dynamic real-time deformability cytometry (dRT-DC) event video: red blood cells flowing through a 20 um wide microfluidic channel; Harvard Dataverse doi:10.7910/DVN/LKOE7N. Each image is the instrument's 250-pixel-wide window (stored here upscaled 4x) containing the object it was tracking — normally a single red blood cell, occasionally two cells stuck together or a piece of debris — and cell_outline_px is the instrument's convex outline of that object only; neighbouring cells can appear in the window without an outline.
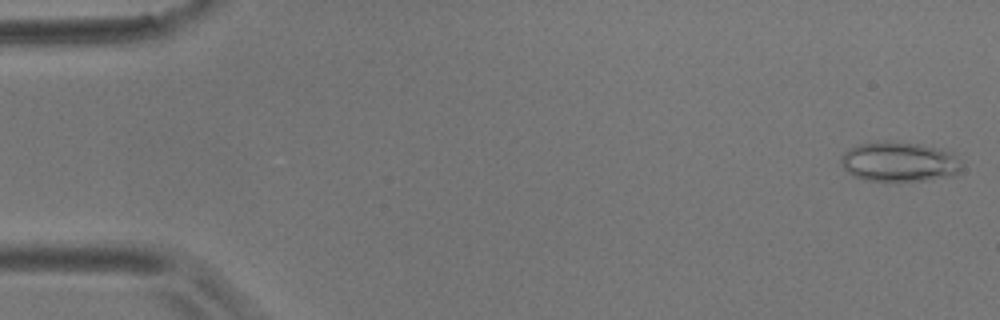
{"species": "common noctule bat (a hibernating species)", "species_latin": "Nyctalus noctula", "temperature_condition": "room temperature", "stored_images_in_passage": 55, "camera_frame_rate_fps": 3000, "um_per_image_px": 0.085, "animal": {"sex": "male", "body_mass_g": 17.9}, "frame": {"image": 1, "passage_image": 2, "time_ms": 0.333, "image_size_px": [1000, 320], "cell_outline_px": [[960, 168], [956, 176], [924, 180], [868, 180], [852, 176], [844, 168], [840, 160], [840, 156], [844, 152], [860, 144], [920, 144], [952, 152], [956, 156], [960, 164]], "centroid_in_image_um": [76.46, 13.79], "position_along_channel_um": 8.5, "area_um2": 26.93}}
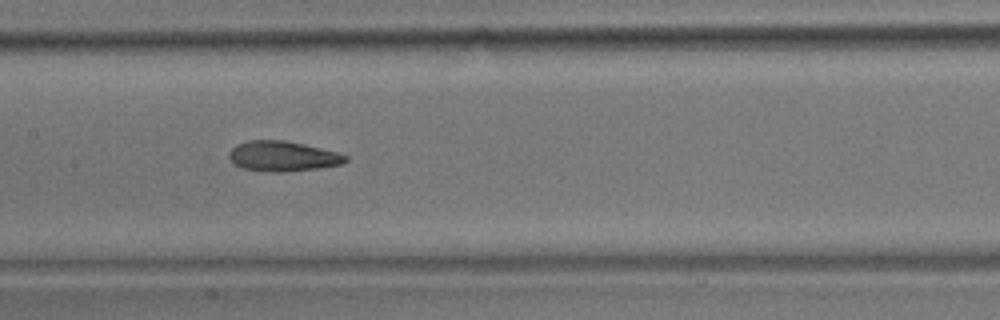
{"frame": {"image": 2, "passage_image": 27, "time_ms": 8.667, "image_size_px": [1000, 320], "cell_outline_px": [[348, 160], [340, 164], [320, 168], [284, 172], [272, 172], [244, 168], [232, 164], [228, 156], [228, 152], [236, 144], [248, 140], [284, 140], [304, 144], [336, 152], [348, 156]], "centroid_in_image_um": [23.99, 13.27], "position_along_channel_um": 183.4, "area_um2": 20.52}}
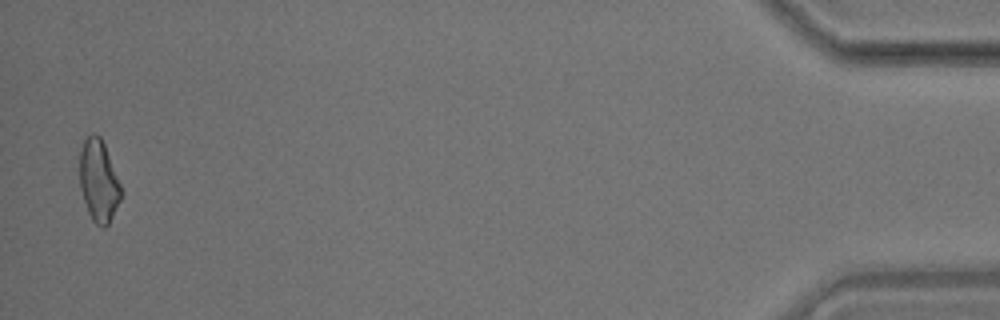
{"frame": {"image": 3, "passage_image": 54, "time_ms": 17.667, "image_size_px": [1000, 320], "cell_outline_px": [[120, 200], [108, 224], [104, 228], [96, 224], [92, 220], [88, 212], [80, 188], [80, 152], [84, 140], [92, 132], [100, 136], [104, 144], [120, 184]], "centroid_in_image_um": [8.37, 15.37], "position_along_channel_um": 426.8, "area_um2": 19.36}, "authors_computed_cell_mechanics": {"area_um2": 20.4034, "velocity_mm_per_s": 3.6836, "shape_relaxation_time_tau1_ms": 11.1036, "shape_relaxation_time_tau2_ms": 3.5898, "deformation_change_tau1": 0.1988, "deformation_change_tau2": 0.1044}}